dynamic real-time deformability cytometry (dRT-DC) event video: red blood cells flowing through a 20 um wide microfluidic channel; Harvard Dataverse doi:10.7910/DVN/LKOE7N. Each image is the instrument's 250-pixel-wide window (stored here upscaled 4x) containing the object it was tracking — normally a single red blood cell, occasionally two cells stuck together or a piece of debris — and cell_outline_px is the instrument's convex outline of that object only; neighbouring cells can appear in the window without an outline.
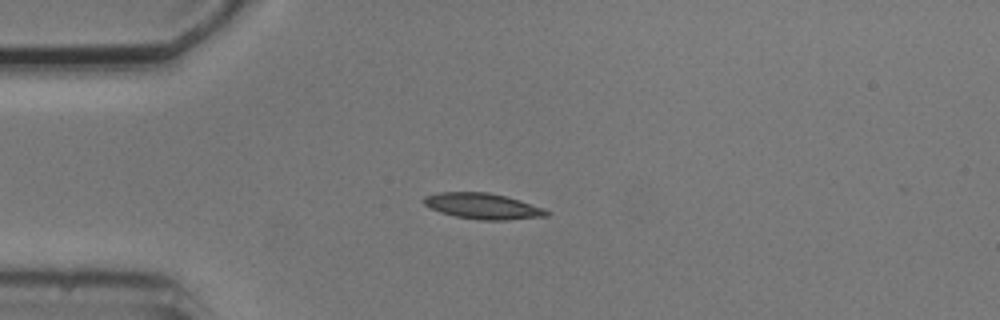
{"species": "common noctule bat (a hibernating species)", "species_latin": "Nyctalus noctula", "temperature_condition": "cold", "stored_images_in_passage": 4, "camera_frame_rate_fps": 3000, "um_per_image_px": 0.085, "animal": {"sex": "male", "body_mass_g": 20.5, "forearm_length_mm": 52.5}, "frame": {"image": 1, "passage_image": 1, "time_ms": 0.0, "image_size_px": [1000, 320], "cell_outline_px": [[552, 212], [548, 216], [504, 220], [476, 220], [456, 216], [440, 212], [424, 204], [420, 200], [424, 196], [436, 192], [488, 192], [520, 200], [544, 208]], "centroid_in_image_um": [41.03, 17.52], "position_along_channel_um": 44.0, "area_um2": 18.61}}
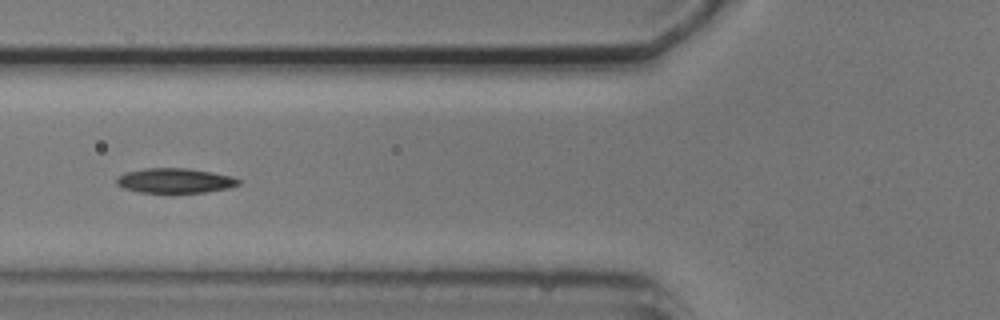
{"frame": {"image": 2, "passage_image": 3, "time_ms": 2.333, "image_size_px": [1000, 320], "cell_outline_px": [[240, 184], [228, 188], [204, 192], [140, 192], [124, 188], [116, 184], [116, 176], [124, 172], [144, 168], [188, 168], [212, 172], [232, 176], [240, 180]], "centroid_in_image_um": [14.84, 15.34], "position_along_channel_um": 111.0, "area_um2": 17.63}}
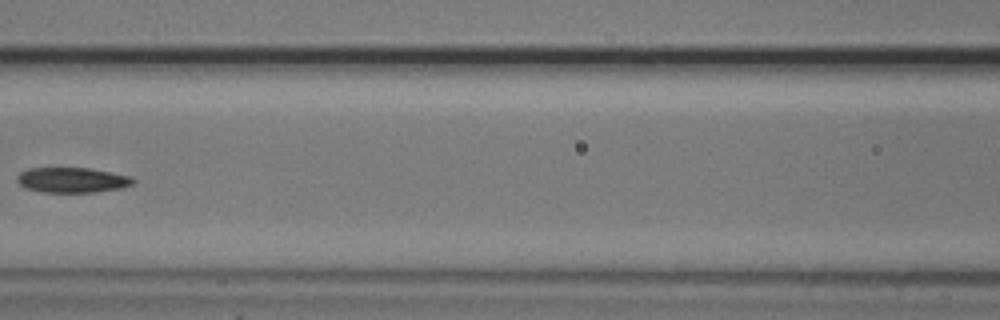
{"frame": {"image": 3, "passage_image": 4, "time_ms": 3.667, "image_size_px": [1000, 320], "cell_outline_px": [[136, 180], [132, 184], [120, 188], [96, 192], [40, 192], [24, 188], [16, 180], [16, 176], [20, 172], [28, 168], [88, 168], [128, 176]], "centroid_in_image_um": [6.06, 15.31], "position_along_channel_um": 160.5, "area_um2": 16.94}}